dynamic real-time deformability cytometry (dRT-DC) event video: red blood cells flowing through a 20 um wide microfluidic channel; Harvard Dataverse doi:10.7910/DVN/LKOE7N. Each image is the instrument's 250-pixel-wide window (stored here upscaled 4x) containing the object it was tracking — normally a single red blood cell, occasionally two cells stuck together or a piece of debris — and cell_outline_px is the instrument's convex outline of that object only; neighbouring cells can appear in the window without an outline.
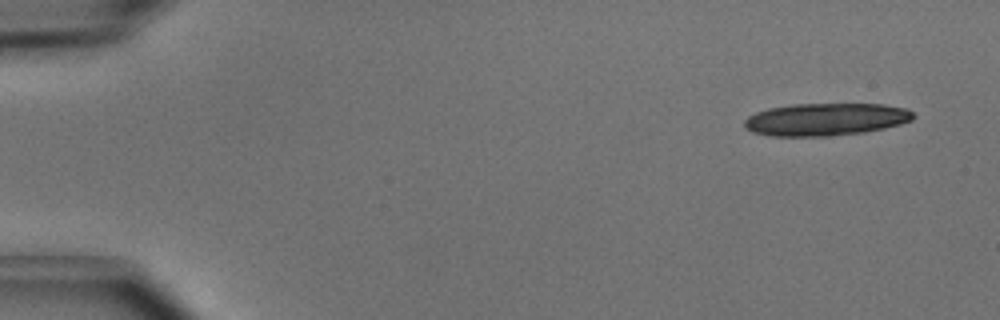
{"species": "common noctule bat (a hibernating species)", "species_latin": "Nyctalus noctula", "temperature_condition": "cold", "stored_images_in_passage": 4, "camera_frame_rate_fps": 3000, "um_per_image_px": 0.085, "animal": {"sex": "male", "body_mass_g": 15.6}, "frame": {"image": 1, "passage_image": 1, "time_ms": 0.0, "image_size_px": [1000, 320], "cell_outline_px": [[916, 116], [912, 120], [900, 124], [884, 128], [864, 132], [828, 136], [768, 136], [752, 132], [744, 128], [744, 120], [748, 116], [756, 112], [768, 108], [792, 104], [884, 104], [908, 108]], "centroid_in_image_um": [70.17, 10.14], "position_along_channel_um": 14.8, "area_um2": 32.25}}